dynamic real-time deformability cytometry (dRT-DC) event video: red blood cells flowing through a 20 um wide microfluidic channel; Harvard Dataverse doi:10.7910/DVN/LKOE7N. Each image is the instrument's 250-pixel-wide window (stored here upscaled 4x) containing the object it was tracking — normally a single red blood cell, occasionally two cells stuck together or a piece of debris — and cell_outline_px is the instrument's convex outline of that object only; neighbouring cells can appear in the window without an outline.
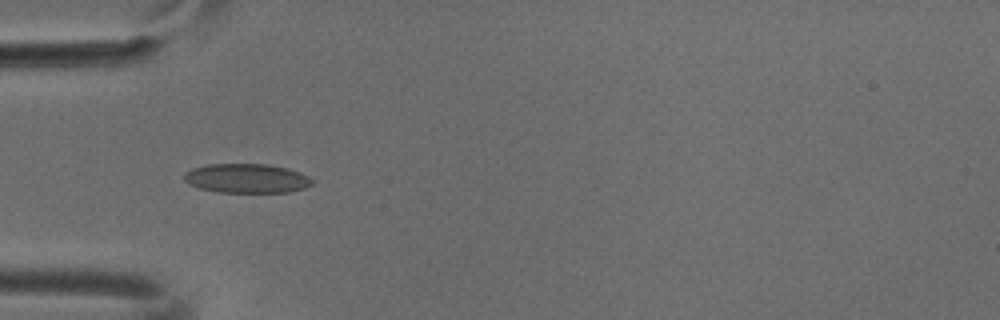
{"species": "common noctule bat (a hibernating species)", "species_latin": "Nyctalus noctula", "temperature_condition": "cold", "stored_images_in_passage": 7, "camera_frame_rate_fps": 3000, "um_per_image_px": 0.085, "animal": {"sex": "male", "body_mass_g": 18.8}, "frame": {"image": 1, "passage_image": 4, "time_ms": 1.0, "image_size_px": [1000, 320], "cell_outline_px": [[312, 184], [304, 188], [288, 192], [216, 192], [200, 188], [188, 184], [184, 180], [184, 172], [192, 168], [208, 164], [268, 164], [288, 168], [300, 172], [308, 176], [312, 180]], "centroid_in_image_um": [20.94, 15.15], "position_along_channel_um": 64.1, "area_um2": 21.91}}
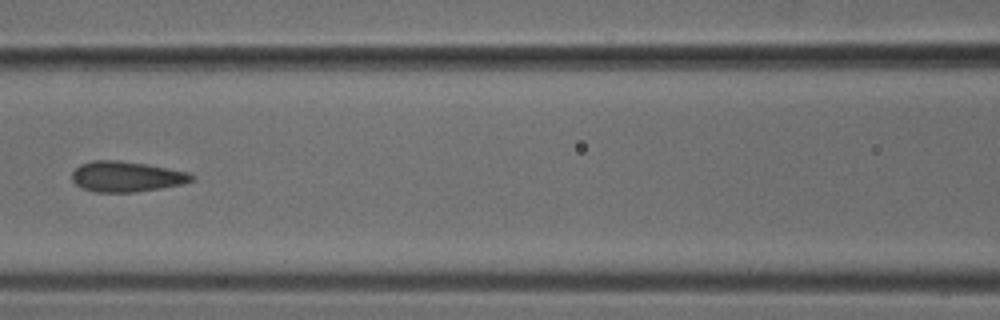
{"frame": {"image": 2, "passage_image": 6, "time_ms": 1.667, "image_size_px": [1000, 320], "cell_outline_px": [[196, 180], [180, 184], [160, 188], [136, 192], [96, 192], [84, 188], [76, 184], [72, 180], [72, 172], [80, 164], [92, 160], [120, 160], [148, 164], [188, 172], [196, 176]], "centroid_in_image_um": [10.77, 15.0], "position_along_channel_um": 155.8, "area_um2": 21.33}}
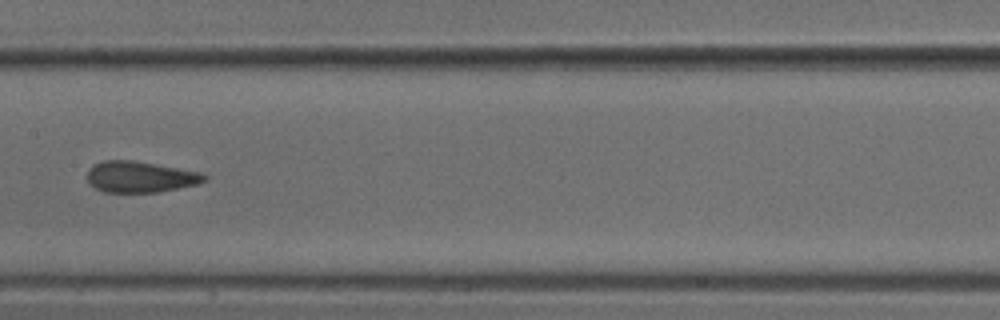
{"frame": {"image": 3, "passage_image": 7, "time_ms": 2.0, "image_size_px": [1000, 320], "cell_outline_px": [[208, 180], [200, 184], [156, 192], [104, 192], [96, 188], [88, 180], [88, 168], [92, 164], [104, 160], [132, 160], [204, 172], [208, 176]], "centroid_in_image_um": [11.98, 15.02], "position_along_channel_um": 195.4, "area_um2": 21.44}}